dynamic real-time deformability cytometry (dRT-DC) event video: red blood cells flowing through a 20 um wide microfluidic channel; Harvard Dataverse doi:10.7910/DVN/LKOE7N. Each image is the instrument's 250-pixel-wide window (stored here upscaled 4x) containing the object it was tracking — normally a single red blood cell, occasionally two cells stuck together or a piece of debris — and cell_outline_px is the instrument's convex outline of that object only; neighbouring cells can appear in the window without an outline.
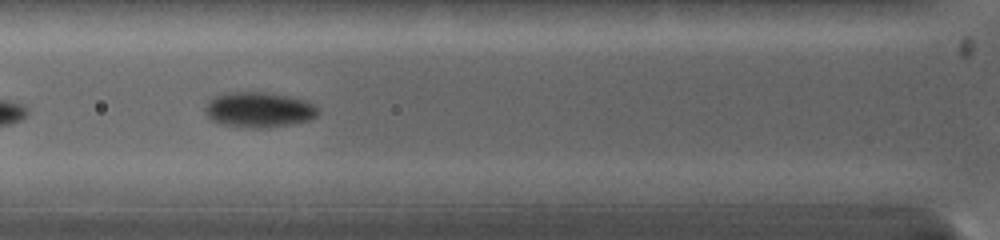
{"species": "common noctule bat (a hibernating species)", "species_latin": "Nyctalus noctula", "temperature_condition": "warm", "stored_images_in_passage": 5, "camera_frame_rate_fps": 5000, "um_per_image_px": 0.085, "animal": {"sex": "female", "body_mass_g": 19.0, "forearm_length_mm": 53.3}, "frame": {"image": 1, "passage_image": 3, "time_ms": 1.2, "image_size_px": [1000, 240], "cell_outline_px": [[320, 108], [316, 116], [308, 120], [292, 124], [264, 128], [256, 128], [220, 124], [212, 120], [204, 112], [204, 104], [208, 100], [216, 96], [228, 92], [264, 92], [288, 96], [304, 100]], "centroid_in_image_um": [21.97, 9.32], "position_along_channel_um": 103.8, "area_um2": 23.24}}
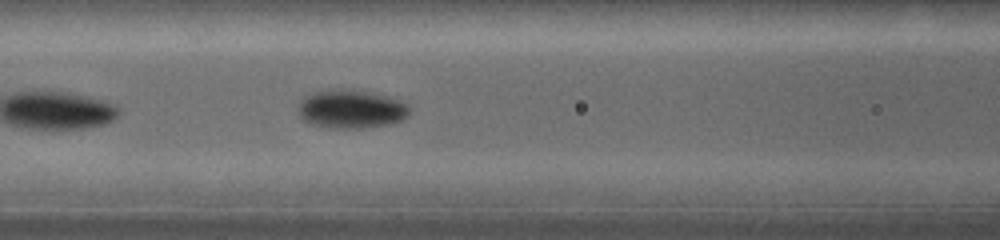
{"frame": {"image": 2, "passage_image": 4, "time_ms": 2.0, "image_size_px": [1000, 240], "cell_outline_px": [[408, 116], [400, 120], [388, 124], [360, 128], [332, 128], [312, 124], [304, 120], [300, 116], [296, 108], [300, 100], [304, 96], [312, 92], [328, 88], [352, 88], [372, 92], [388, 96], [400, 100], [408, 104]], "centroid_in_image_um": [29.79, 9.23], "position_along_channel_um": 136.8, "area_um2": 25.49}}